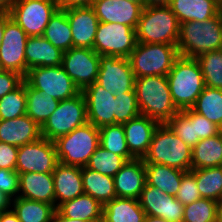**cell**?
<instances>
[{
    "instance_id": "obj_15",
    "label": "cell",
    "mask_w": 222,
    "mask_h": 222,
    "mask_svg": "<svg viewBox=\"0 0 222 222\" xmlns=\"http://www.w3.org/2000/svg\"><path fill=\"white\" fill-rule=\"evenodd\" d=\"M28 35L11 18L6 22L0 45V64L3 70L26 76L25 49Z\"/></svg>"
},
{
    "instance_id": "obj_28",
    "label": "cell",
    "mask_w": 222,
    "mask_h": 222,
    "mask_svg": "<svg viewBox=\"0 0 222 222\" xmlns=\"http://www.w3.org/2000/svg\"><path fill=\"white\" fill-rule=\"evenodd\" d=\"M145 217L137 199L115 197L103 205L102 222H144Z\"/></svg>"
},
{
    "instance_id": "obj_17",
    "label": "cell",
    "mask_w": 222,
    "mask_h": 222,
    "mask_svg": "<svg viewBox=\"0 0 222 222\" xmlns=\"http://www.w3.org/2000/svg\"><path fill=\"white\" fill-rule=\"evenodd\" d=\"M87 121L95 127L115 124V95L106 91L97 82L83 89Z\"/></svg>"
},
{
    "instance_id": "obj_27",
    "label": "cell",
    "mask_w": 222,
    "mask_h": 222,
    "mask_svg": "<svg viewBox=\"0 0 222 222\" xmlns=\"http://www.w3.org/2000/svg\"><path fill=\"white\" fill-rule=\"evenodd\" d=\"M56 210L64 217L88 222H102L103 205L88 194L60 204Z\"/></svg>"
},
{
    "instance_id": "obj_4",
    "label": "cell",
    "mask_w": 222,
    "mask_h": 222,
    "mask_svg": "<svg viewBox=\"0 0 222 222\" xmlns=\"http://www.w3.org/2000/svg\"><path fill=\"white\" fill-rule=\"evenodd\" d=\"M135 30L137 43L177 45L180 23L169 5L144 6Z\"/></svg>"
},
{
    "instance_id": "obj_10",
    "label": "cell",
    "mask_w": 222,
    "mask_h": 222,
    "mask_svg": "<svg viewBox=\"0 0 222 222\" xmlns=\"http://www.w3.org/2000/svg\"><path fill=\"white\" fill-rule=\"evenodd\" d=\"M56 0H15L9 13L28 37L42 36L58 9Z\"/></svg>"
},
{
    "instance_id": "obj_36",
    "label": "cell",
    "mask_w": 222,
    "mask_h": 222,
    "mask_svg": "<svg viewBox=\"0 0 222 222\" xmlns=\"http://www.w3.org/2000/svg\"><path fill=\"white\" fill-rule=\"evenodd\" d=\"M202 198L222 202V166L190 170Z\"/></svg>"
},
{
    "instance_id": "obj_53",
    "label": "cell",
    "mask_w": 222,
    "mask_h": 222,
    "mask_svg": "<svg viewBox=\"0 0 222 222\" xmlns=\"http://www.w3.org/2000/svg\"><path fill=\"white\" fill-rule=\"evenodd\" d=\"M51 222H88L85 220H73L61 215L57 210L54 212Z\"/></svg>"
},
{
    "instance_id": "obj_57",
    "label": "cell",
    "mask_w": 222,
    "mask_h": 222,
    "mask_svg": "<svg viewBox=\"0 0 222 222\" xmlns=\"http://www.w3.org/2000/svg\"><path fill=\"white\" fill-rule=\"evenodd\" d=\"M218 222H222V202L219 203Z\"/></svg>"
},
{
    "instance_id": "obj_26",
    "label": "cell",
    "mask_w": 222,
    "mask_h": 222,
    "mask_svg": "<svg viewBox=\"0 0 222 222\" xmlns=\"http://www.w3.org/2000/svg\"><path fill=\"white\" fill-rule=\"evenodd\" d=\"M169 7L180 24L188 21L204 22L219 13L217 0H171Z\"/></svg>"
},
{
    "instance_id": "obj_22",
    "label": "cell",
    "mask_w": 222,
    "mask_h": 222,
    "mask_svg": "<svg viewBox=\"0 0 222 222\" xmlns=\"http://www.w3.org/2000/svg\"><path fill=\"white\" fill-rule=\"evenodd\" d=\"M54 179L55 207L84 194L81 167L58 163L52 172Z\"/></svg>"
},
{
    "instance_id": "obj_33",
    "label": "cell",
    "mask_w": 222,
    "mask_h": 222,
    "mask_svg": "<svg viewBox=\"0 0 222 222\" xmlns=\"http://www.w3.org/2000/svg\"><path fill=\"white\" fill-rule=\"evenodd\" d=\"M11 204V209L20 222H51L56 211V207L52 204L22 197L12 199Z\"/></svg>"
},
{
    "instance_id": "obj_3",
    "label": "cell",
    "mask_w": 222,
    "mask_h": 222,
    "mask_svg": "<svg viewBox=\"0 0 222 222\" xmlns=\"http://www.w3.org/2000/svg\"><path fill=\"white\" fill-rule=\"evenodd\" d=\"M167 78L172 101L179 111L191 108L205 87L200 64L195 58L179 56Z\"/></svg>"
},
{
    "instance_id": "obj_59",
    "label": "cell",
    "mask_w": 222,
    "mask_h": 222,
    "mask_svg": "<svg viewBox=\"0 0 222 222\" xmlns=\"http://www.w3.org/2000/svg\"><path fill=\"white\" fill-rule=\"evenodd\" d=\"M129 1H132V2H135V3H139V4H141L144 7V0H129Z\"/></svg>"
},
{
    "instance_id": "obj_40",
    "label": "cell",
    "mask_w": 222,
    "mask_h": 222,
    "mask_svg": "<svg viewBox=\"0 0 222 222\" xmlns=\"http://www.w3.org/2000/svg\"><path fill=\"white\" fill-rule=\"evenodd\" d=\"M204 84L210 88L222 89V49L209 51L197 58Z\"/></svg>"
},
{
    "instance_id": "obj_42",
    "label": "cell",
    "mask_w": 222,
    "mask_h": 222,
    "mask_svg": "<svg viewBox=\"0 0 222 222\" xmlns=\"http://www.w3.org/2000/svg\"><path fill=\"white\" fill-rule=\"evenodd\" d=\"M166 124L191 148L200 141V139H195L193 110L191 108L180 110Z\"/></svg>"
},
{
    "instance_id": "obj_24",
    "label": "cell",
    "mask_w": 222,
    "mask_h": 222,
    "mask_svg": "<svg viewBox=\"0 0 222 222\" xmlns=\"http://www.w3.org/2000/svg\"><path fill=\"white\" fill-rule=\"evenodd\" d=\"M18 197L45 202L55 206V188L52 173L19 174Z\"/></svg>"
},
{
    "instance_id": "obj_6",
    "label": "cell",
    "mask_w": 222,
    "mask_h": 222,
    "mask_svg": "<svg viewBox=\"0 0 222 222\" xmlns=\"http://www.w3.org/2000/svg\"><path fill=\"white\" fill-rule=\"evenodd\" d=\"M60 163L85 167L100 145L99 129L90 122L75 128L54 141Z\"/></svg>"
},
{
    "instance_id": "obj_54",
    "label": "cell",
    "mask_w": 222,
    "mask_h": 222,
    "mask_svg": "<svg viewBox=\"0 0 222 222\" xmlns=\"http://www.w3.org/2000/svg\"><path fill=\"white\" fill-rule=\"evenodd\" d=\"M171 0H144V6H165L169 5Z\"/></svg>"
},
{
    "instance_id": "obj_48",
    "label": "cell",
    "mask_w": 222,
    "mask_h": 222,
    "mask_svg": "<svg viewBox=\"0 0 222 222\" xmlns=\"http://www.w3.org/2000/svg\"><path fill=\"white\" fill-rule=\"evenodd\" d=\"M18 147L0 142V169L15 170Z\"/></svg>"
},
{
    "instance_id": "obj_58",
    "label": "cell",
    "mask_w": 222,
    "mask_h": 222,
    "mask_svg": "<svg viewBox=\"0 0 222 222\" xmlns=\"http://www.w3.org/2000/svg\"><path fill=\"white\" fill-rule=\"evenodd\" d=\"M218 11L222 14V0H217Z\"/></svg>"
},
{
    "instance_id": "obj_14",
    "label": "cell",
    "mask_w": 222,
    "mask_h": 222,
    "mask_svg": "<svg viewBox=\"0 0 222 222\" xmlns=\"http://www.w3.org/2000/svg\"><path fill=\"white\" fill-rule=\"evenodd\" d=\"M114 95L134 89L135 76L128 58L100 56V68L96 81Z\"/></svg>"
},
{
    "instance_id": "obj_39",
    "label": "cell",
    "mask_w": 222,
    "mask_h": 222,
    "mask_svg": "<svg viewBox=\"0 0 222 222\" xmlns=\"http://www.w3.org/2000/svg\"><path fill=\"white\" fill-rule=\"evenodd\" d=\"M25 80L13 91L0 98V120H11L26 114Z\"/></svg>"
},
{
    "instance_id": "obj_44",
    "label": "cell",
    "mask_w": 222,
    "mask_h": 222,
    "mask_svg": "<svg viewBox=\"0 0 222 222\" xmlns=\"http://www.w3.org/2000/svg\"><path fill=\"white\" fill-rule=\"evenodd\" d=\"M184 206L201 198L195 175L191 171L183 173L180 188L175 196Z\"/></svg>"
},
{
    "instance_id": "obj_31",
    "label": "cell",
    "mask_w": 222,
    "mask_h": 222,
    "mask_svg": "<svg viewBox=\"0 0 222 222\" xmlns=\"http://www.w3.org/2000/svg\"><path fill=\"white\" fill-rule=\"evenodd\" d=\"M84 193L90 195L102 205L116 197L113 177L81 167Z\"/></svg>"
},
{
    "instance_id": "obj_1",
    "label": "cell",
    "mask_w": 222,
    "mask_h": 222,
    "mask_svg": "<svg viewBox=\"0 0 222 222\" xmlns=\"http://www.w3.org/2000/svg\"><path fill=\"white\" fill-rule=\"evenodd\" d=\"M134 90L141 115L164 124L179 112L172 101L167 76L135 78Z\"/></svg>"
},
{
    "instance_id": "obj_37",
    "label": "cell",
    "mask_w": 222,
    "mask_h": 222,
    "mask_svg": "<svg viewBox=\"0 0 222 222\" xmlns=\"http://www.w3.org/2000/svg\"><path fill=\"white\" fill-rule=\"evenodd\" d=\"M98 129L100 146L116 155L124 157L127 161L134 159L126 144L123 124L105 125Z\"/></svg>"
},
{
    "instance_id": "obj_50",
    "label": "cell",
    "mask_w": 222,
    "mask_h": 222,
    "mask_svg": "<svg viewBox=\"0 0 222 222\" xmlns=\"http://www.w3.org/2000/svg\"><path fill=\"white\" fill-rule=\"evenodd\" d=\"M0 222H20L16 214L10 208L7 211L0 212Z\"/></svg>"
},
{
    "instance_id": "obj_56",
    "label": "cell",
    "mask_w": 222,
    "mask_h": 222,
    "mask_svg": "<svg viewBox=\"0 0 222 222\" xmlns=\"http://www.w3.org/2000/svg\"><path fill=\"white\" fill-rule=\"evenodd\" d=\"M144 222H170L160 217L146 216Z\"/></svg>"
},
{
    "instance_id": "obj_34",
    "label": "cell",
    "mask_w": 222,
    "mask_h": 222,
    "mask_svg": "<svg viewBox=\"0 0 222 222\" xmlns=\"http://www.w3.org/2000/svg\"><path fill=\"white\" fill-rule=\"evenodd\" d=\"M25 89L27 94L26 115L41 127L57 109L60 101L32 88L26 81Z\"/></svg>"
},
{
    "instance_id": "obj_25",
    "label": "cell",
    "mask_w": 222,
    "mask_h": 222,
    "mask_svg": "<svg viewBox=\"0 0 222 222\" xmlns=\"http://www.w3.org/2000/svg\"><path fill=\"white\" fill-rule=\"evenodd\" d=\"M63 53L43 36L28 37L25 49L26 74L35 67L62 65Z\"/></svg>"
},
{
    "instance_id": "obj_16",
    "label": "cell",
    "mask_w": 222,
    "mask_h": 222,
    "mask_svg": "<svg viewBox=\"0 0 222 222\" xmlns=\"http://www.w3.org/2000/svg\"><path fill=\"white\" fill-rule=\"evenodd\" d=\"M138 201L146 216L183 222L184 205L175 196L167 195L146 183Z\"/></svg>"
},
{
    "instance_id": "obj_5",
    "label": "cell",
    "mask_w": 222,
    "mask_h": 222,
    "mask_svg": "<svg viewBox=\"0 0 222 222\" xmlns=\"http://www.w3.org/2000/svg\"><path fill=\"white\" fill-rule=\"evenodd\" d=\"M192 148L183 142L166 124H159L154 132L145 164H161L184 172L191 170Z\"/></svg>"
},
{
    "instance_id": "obj_32",
    "label": "cell",
    "mask_w": 222,
    "mask_h": 222,
    "mask_svg": "<svg viewBox=\"0 0 222 222\" xmlns=\"http://www.w3.org/2000/svg\"><path fill=\"white\" fill-rule=\"evenodd\" d=\"M42 36L63 52L73 48L72 31L66 15V9L58 8L56 10Z\"/></svg>"
},
{
    "instance_id": "obj_46",
    "label": "cell",
    "mask_w": 222,
    "mask_h": 222,
    "mask_svg": "<svg viewBox=\"0 0 222 222\" xmlns=\"http://www.w3.org/2000/svg\"><path fill=\"white\" fill-rule=\"evenodd\" d=\"M195 139H206L217 135L221 129L203 115L193 111Z\"/></svg>"
},
{
    "instance_id": "obj_52",
    "label": "cell",
    "mask_w": 222,
    "mask_h": 222,
    "mask_svg": "<svg viewBox=\"0 0 222 222\" xmlns=\"http://www.w3.org/2000/svg\"><path fill=\"white\" fill-rule=\"evenodd\" d=\"M11 208V199L0 191V212L7 211Z\"/></svg>"
},
{
    "instance_id": "obj_49",
    "label": "cell",
    "mask_w": 222,
    "mask_h": 222,
    "mask_svg": "<svg viewBox=\"0 0 222 222\" xmlns=\"http://www.w3.org/2000/svg\"><path fill=\"white\" fill-rule=\"evenodd\" d=\"M56 1L59 8L67 9L71 7L91 6L94 0H56Z\"/></svg>"
},
{
    "instance_id": "obj_23",
    "label": "cell",
    "mask_w": 222,
    "mask_h": 222,
    "mask_svg": "<svg viewBox=\"0 0 222 222\" xmlns=\"http://www.w3.org/2000/svg\"><path fill=\"white\" fill-rule=\"evenodd\" d=\"M40 137L41 127L26 114L11 120H0V142L20 147Z\"/></svg>"
},
{
    "instance_id": "obj_35",
    "label": "cell",
    "mask_w": 222,
    "mask_h": 222,
    "mask_svg": "<svg viewBox=\"0 0 222 222\" xmlns=\"http://www.w3.org/2000/svg\"><path fill=\"white\" fill-rule=\"evenodd\" d=\"M191 109L222 130V89L205 86Z\"/></svg>"
},
{
    "instance_id": "obj_12",
    "label": "cell",
    "mask_w": 222,
    "mask_h": 222,
    "mask_svg": "<svg viewBox=\"0 0 222 222\" xmlns=\"http://www.w3.org/2000/svg\"><path fill=\"white\" fill-rule=\"evenodd\" d=\"M59 163L54 141L40 137L18 147L15 171L22 173H52Z\"/></svg>"
},
{
    "instance_id": "obj_8",
    "label": "cell",
    "mask_w": 222,
    "mask_h": 222,
    "mask_svg": "<svg viewBox=\"0 0 222 222\" xmlns=\"http://www.w3.org/2000/svg\"><path fill=\"white\" fill-rule=\"evenodd\" d=\"M87 121L86 102L82 92L59 102L57 109L41 126L42 137L55 141L58 137L69 134Z\"/></svg>"
},
{
    "instance_id": "obj_2",
    "label": "cell",
    "mask_w": 222,
    "mask_h": 222,
    "mask_svg": "<svg viewBox=\"0 0 222 222\" xmlns=\"http://www.w3.org/2000/svg\"><path fill=\"white\" fill-rule=\"evenodd\" d=\"M180 56L195 58L222 49V14L219 12L204 22L188 21L180 24L177 43Z\"/></svg>"
},
{
    "instance_id": "obj_38",
    "label": "cell",
    "mask_w": 222,
    "mask_h": 222,
    "mask_svg": "<svg viewBox=\"0 0 222 222\" xmlns=\"http://www.w3.org/2000/svg\"><path fill=\"white\" fill-rule=\"evenodd\" d=\"M126 162L127 160L124 157L116 155L99 145L85 167L100 174L114 177Z\"/></svg>"
},
{
    "instance_id": "obj_43",
    "label": "cell",
    "mask_w": 222,
    "mask_h": 222,
    "mask_svg": "<svg viewBox=\"0 0 222 222\" xmlns=\"http://www.w3.org/2000/svg\"><path fill=\"white\" fill-rule=\"evenodd\" d=\"M115 124H123L140 115L135 90L115 95Z\"/></svg>"
},
{
    "instance_id": "obj_41",
    "label": "cell",
    "mask_w": 222,
    "mask_h": 222,
    "mask_svg": "<svg viewBox=\"0 0 222 222\" xmlns=\"http://www.w3.org/2000/svg\"><path fill=\"white\" fill-rule=\"evenodd\" d=\"M219 202L199 198L184 206L183 222H218Z\"/></svg>"
},
{
    "instance_id": "obj_51",
    "label": "cell",
    "mask_w": 222,
    "mask_h": 222,
    "mask_svg": "<svg viewBox=\"0 0 222 222\" xmlns=\"http://www.w3.org/2000/svg\"><path fill=\"white\" fill-rule=\"evenodd\" d=\"M9 12H0V45L4 37V29L6 22L10 19Z\"/></svg>"
},
{
    "instance_id": "obj_9",
    "label": "cell",
    "mask_w": 222,
    "mask_h": 222,
    "mask_svg": "<svg viewBox=\"0 0 222 222\" xmlns=\"http://www.w3.org/2000/svg\"><path fill=\"white\" fill-rule=\"evenodd\" d=\"M136 45V30L133 27L99 22L93 50L100 56L128 58Z\"/></svg>"
},
{
    "instance_id": "obj_18",
    "label": "cell",
    "mask_w": 222,
    "mask_h": 222,
    "mask_svg": "<svg viewBox=\"0 0 222 222\" xmlns=\"http://www.w3.org/2000/svg\"><path fill=\"white\" fill-rule=\"evenodd\" d=\"M91 7L99 22L125 24L134 29L144 8L129 0H94Z\"/></svg>"
},
{
    "instance_id": "obj_13",
    "label": "cell",
    "mask_w": 222,
    "mask_h": 222,
    "mask_svg": "<svg viewBox=\"0 0 222 222\" xmlns=\"http://www.w3.org/2000/svg\"><path fill=\"white\" fill-rule=\"evenodd\" d=\"M62 66L82 91L97 81L100 55L90 48H71L63 53Z\"/></svg>"
},
{
    "instance_id": "obj_45",
    "label": "cell",
    "mask_w": 222,
    "mask_h": 222,
    "mask_svg": "<svg viewBox=\"0 0 222 222\" xmlns=\"http://www.w3.org/2000/svg\"><path fill=\"white\" fill-rule=\"evenodd\" d=\"M19 174L15 170L0 169V191L11 200L18 197Z\"/></svg>"
},
{
    "instance_id": "obj_47",
    "label": "cell",
    "mask_w": 222,
    "mask_h": 222,
    "mask_svg": "<svg viewBox=\"0 0 222 222\" xmlns=\"http://www.w3.org/2000/svg\"><path fill=\"white\" fill-rule=\"evenodd\" d=\"M24 80L17 72L2 70L0 72V98L16 89Z\"/></svg>"
},
{
    "instance_id": "obj_7",
    "label": "cell",
    "mask_w": 222,
    "mask_h": 222,
    "mask_svg": "<svg viewBox=\"0 0 222 222\" xmlns=\"http://www.w3.org/2000/svg\"><path fill=\"white\" fill-rule=\"evenodd\" d=\"M177 45L137 43L128 57L135 78L167 76L179 57Z\"/></svg>"
},
{
    "instance_id": "obj_11",
    "label": "cell",
    "mask_w": 222,
    "mask_h": 222,
    "mask_svg": "<svg viewBox=\"0 0 222 222\" xmlns=\"http://www.w3.org/2000/svg\"><path fill=\"white\" fill-rule=\"evenodd\" d=\"M24 80L32 88L59 101L72 98L81 92L62 65L32 68L28 70Z\"/></svg>"
},
{
    "instance_id": "obj_55",
    "label": "cell",
    "mask_w": 222,
    "mask_h": 222,
    "mask_svg": "<svg viewBox=\"0 0 222 222\" xmlns=\"http://www.w3.org/2000/svg\"><path fill=\"white\" fill-rule=\"evenodd\" d=\"M15 0H0V12H9Z\"/></svg>"
},
{
    "instance_id": "obj_30",
    "label": "cell",
    "mask_w": 222,
    "mask_h": 222,
    "mask_svg": "<svg viewBox=\"0 0 222 222\" xmlns=\"http://www.w3.org/2000/svg\"><path fill=\"white\" fill-rule=\"evenodd\" d=\"M147 184L176 196L184 171L161 164H145Z\"/></svg>"
},
{
    "instance_id": "obj_29",
    "label": "cell",
    "mask_w": 222,
    "mask_h": 222,
    "mask_svg": "<svg viewBox=\"0 0 222 222\" xmlns=\"http://www.w3.org/2000/svg\"><path fill=\"white\" fill-rule=\"evenodd\" d=\"M222 166V130L192 148L191 170Z\"/></svg>"
},
{
    "instance_id": "obj_21",
    "label": "cell",
    "mask_w": 222,
    "mask_h": 222,
    "mask_svg": "<svg viewBox=\"0 0 222 222\" xmlns=\"http://www.w3.org/2000/svg\"><path fill=\"white\" fill-rule=\"evenodd\" d=\"M113 179L116 197L138 200L147 183L143 159L134 158L127 161Z\"/></svg>"
},
{
    "instance_id": "obj_20",
    "label": "cell",
    "mask_w": 222,
    "mask_h": 222,
    "mask_svg": "<svg viewBox=\"0 0 222 222\" xmlns=\"http://www.w3.org/2000/svg\"><path fill=\"white\" fill-rule=\"evenodd\" d=\"M159 124L157 121L141 114L123 123L126 144L134 158L143 159L147 154L154 132Z\"/></svg>"
},
{
    "instance_id": "obj_19",
    "label": "cell",
    "mask_w": 222,
    "mask_h": 222,
    "mask_svg": "<svg viewBox=\"0 0 222 222\" xmlns=\"http://www.w3.org/2000/svg\"><path fill=\"white\" fill-rule=\"evenodd\" d=\"M66 15L72 31L73 47L93 49L99 20L91 6H79L66 9Z\"/></svg>"
}]
</instances>
